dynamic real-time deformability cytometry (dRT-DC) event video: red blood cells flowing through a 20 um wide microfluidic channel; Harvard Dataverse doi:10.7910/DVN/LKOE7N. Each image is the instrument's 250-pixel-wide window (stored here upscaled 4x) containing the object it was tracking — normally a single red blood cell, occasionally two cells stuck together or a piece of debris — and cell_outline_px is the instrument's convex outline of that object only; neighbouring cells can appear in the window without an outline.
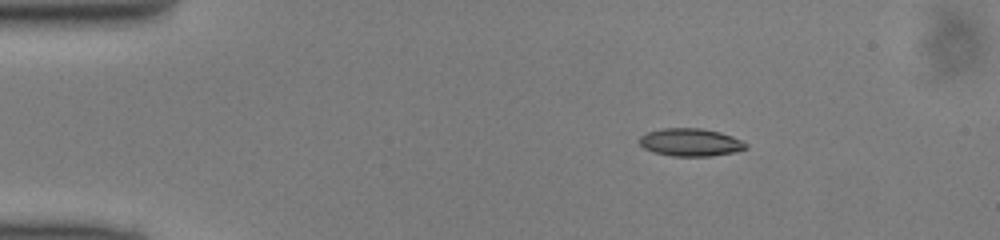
{"species": "common noctule bat (a hibernating species)", "species_latin": "Nyctalus noctula", "temperature_condition": "cold", "stored_images_in_passage": 43, "camera_frame_rate_fps": 3000, "um_per_image_px": 0.085, "animal": {"sex": "male", "body_mass_g": 13.0, "forearm_length_mm": 53.1}, "frame": {"image": 1, "passage_image": 2, "time_ms": 0.333, "image_size_px": [1000, 240], "cell_outline_px": [[748, 148], [736, 152], [712, 156], [672, 156], [652, 152], [644, 148], [640, 144], [640, 136], [648, 132], [664, 128], [700, 128], [720, 132], [744, 140], [748, 144]], "centroid_in_image_um": [58.74, 12.1], "position_along_channel_um": 26.3, "area_um2": 17.4}}
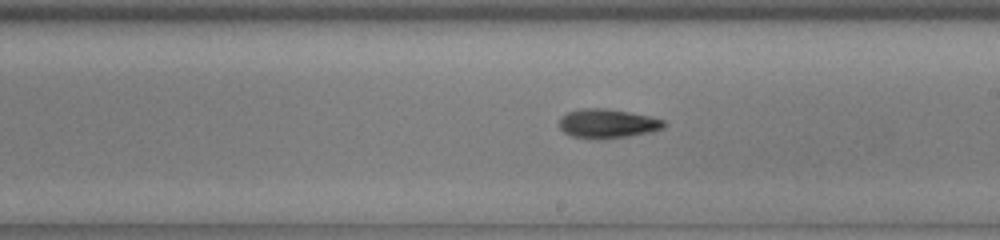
{"frame": {"image": 2, "passage_image": 22, "time_ms": 7.0, "image_size_px": [1000, 240], "cell_outline_px": [[668, 124], [664, 128], [652, 132], [628, 136], [572, 136], [564, 132], [556, 124], [560, 116], [568, 112], [580, 108], [604, 108], [628, 112], [648, 116], [664, 120]], "centroid_in_image_um": [51.63, 10.45], "position_along_channel_um": 237.4, "area_um2": 17.28}}
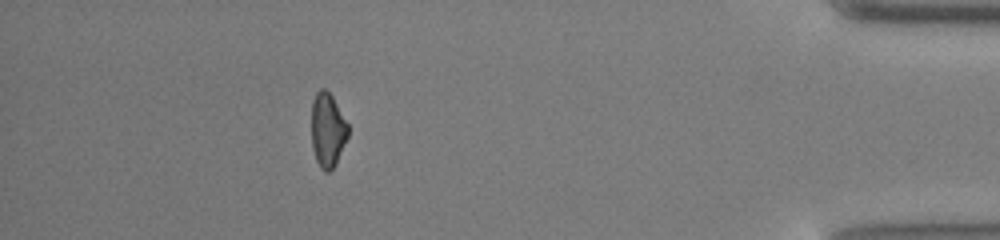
{"frame": {"image": 3, "passage_image": 38, "time_ms": 12.333, "image_size_px": [1000, 240], "cell_outline_px": [[348, 136], [336, 164], [328, 172], [324, 172], [320, 168], [316, 160], [312, 148], [312, 100], [316, 92], [320, 88], [324, 88], [332, 96], [348, 124]], "centroid_in_image_um": [27.84, 11.06], "position_along_channel_um": 407.4, "area_um2": 15.84}}